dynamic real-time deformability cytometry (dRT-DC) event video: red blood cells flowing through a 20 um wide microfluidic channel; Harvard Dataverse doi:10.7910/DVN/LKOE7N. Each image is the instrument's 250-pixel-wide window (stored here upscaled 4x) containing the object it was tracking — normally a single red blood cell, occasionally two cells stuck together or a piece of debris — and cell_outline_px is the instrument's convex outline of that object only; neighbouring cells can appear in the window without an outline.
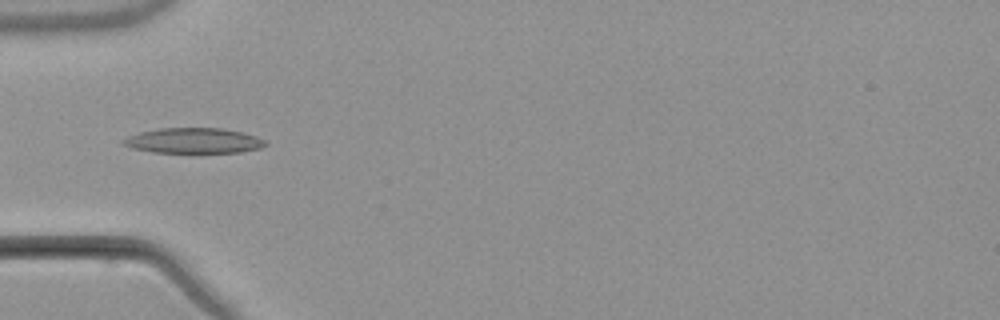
{"species": "common noctule bat (a hibernating species)", "species_latin": "Nyctalus noctula", "temperature_condition": "warm", "stored_images_in_passage": 5, "camera_frame_rate_fps": 3000, "um_per_image_px": 0.085, "animal": {"sex": "male", "body_mass_g": 21.5, "forearm_length_mm": 52.0}, "frame": {"image": 1, "passage_image": 4, "time_ms": 3.667, "image_size_px": [1000, 320], "cell_outline_px": [[268, 144], [260, 148], [240, 152], [196, 156], [152, 152], [132, 148], [124, 144], [120, 140], [140, 132], [160, 128], [220, 128], [240, 132], [256, 136], [268, 140]], "centroid_in_image_um": [16.5, 12.01], "position_along_channel_um": 68.5, "area_um2": 22.08}}
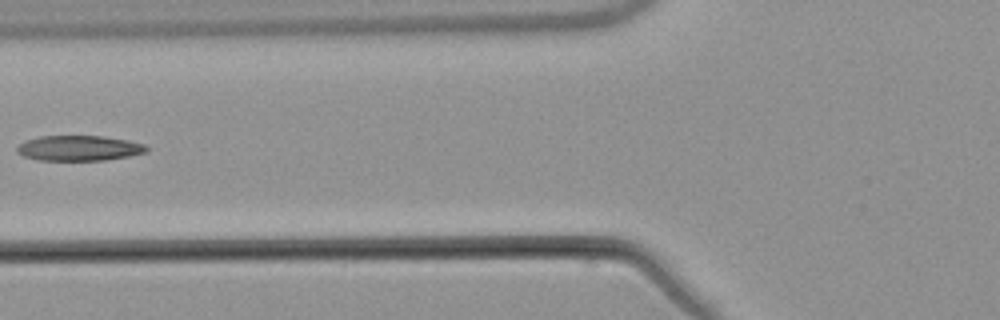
{"frame": {"image": 2, "passage_image": 5, "time_ms": 5.0, "image_size_px": [1000, 320], "cell_outline_px": [[148, 152], [128, 156], [104, 160], [40, 160], [24, 156], [16, 152], [16, 148], [20, 144], [28, 140], [40, 136], [104, 136], [128, 140], [144, 144], [148, 148]], "centroid_in_image_um": [6.74, 12.59], "position_along_channel_um": 119.1, "area_um2": 18.96}}